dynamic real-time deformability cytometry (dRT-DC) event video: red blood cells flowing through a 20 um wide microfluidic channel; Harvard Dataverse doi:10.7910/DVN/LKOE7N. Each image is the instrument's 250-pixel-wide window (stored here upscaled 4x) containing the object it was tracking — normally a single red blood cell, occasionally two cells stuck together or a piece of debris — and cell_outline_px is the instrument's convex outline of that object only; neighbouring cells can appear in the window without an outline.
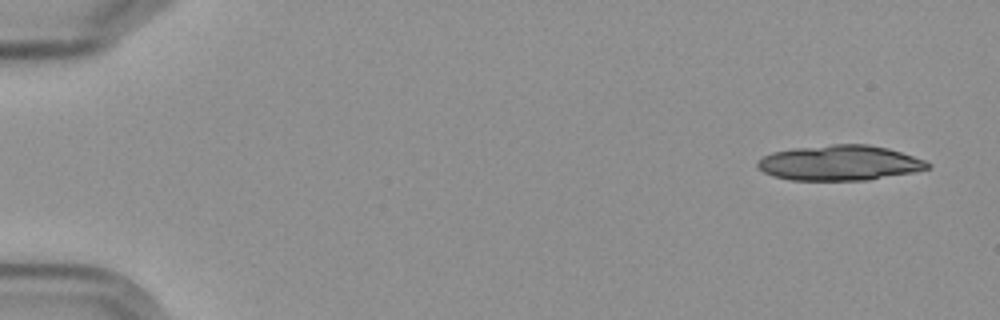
{"species": "Egyptian fruit bat (a non-hibernating species)", "species_latin": "Rousettus aegyptiacus", "temperature_condition": "cold", "stored_images_in_passage": 5, "camera_frame_rate_fps": 3000, "um_per_image_px": 0.085, "frame": {"image": 1, "passage_image": 1, "time_ms": 0.0, "image_size_px": [1000, 320], "cell_outline_px": [[932, 164], [928, 168], [912, 172], [868, 180], [788, 180], [772, 176], [764, 172], [756, 164], [764, 156], [772, 152], [792, 148], [832, 144], [868, 144], [888, 148], [924, 160]], "centroid_in_image_um": [71.35, 13.84], "position_along_channel_um": 13.7, "area_um2": 34.8}}